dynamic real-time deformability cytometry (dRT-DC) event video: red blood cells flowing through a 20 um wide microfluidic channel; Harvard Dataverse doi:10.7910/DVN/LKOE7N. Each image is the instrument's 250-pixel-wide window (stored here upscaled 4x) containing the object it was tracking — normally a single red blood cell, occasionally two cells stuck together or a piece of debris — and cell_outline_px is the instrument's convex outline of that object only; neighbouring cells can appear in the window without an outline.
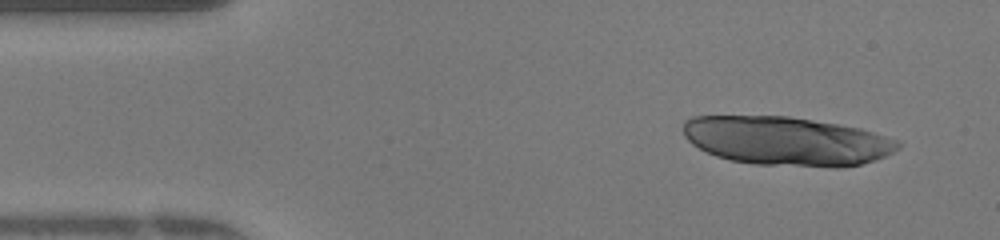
{"species": "human", "species_latin": "Homo sapiens", "temperature_condition": "warm", "stored_images_in_passage": 46, "camera_frame_rate_fps": 3000, "um_per_image_px": 0.085, "donor": {"sex": "female"}, "frame": {"image": 1, "passage_image": 3, "time_ms": 0.667, "image_size_px": [1000, 240], "cell_outline_px": [[900, 148], [876, 160], [860, 164], [840, 168], [832, 168], [752, 164], [732, 160], [716, 156], [692, 144], [684, 136], [684, 120], [692, 116], [788, 116], [860, 128], [900, 140]], "centroid_in_image_um": [66.88, 12.0], "position_along_channel_um": 18.1, "area_um2": 61.38}}
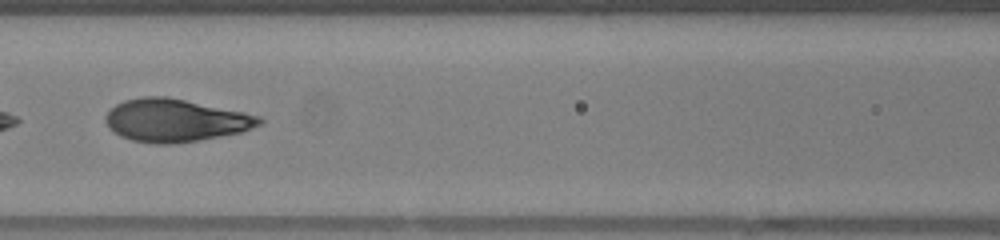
{"frame": {"image": 2, "passage_image": 19, "time_ms": 6.0, "image_size_px": [1000, 240], "cell_outline_px": [[264, 120], [260, 124], [240, 132], [200, 140], [172, 144], [156, 144], [132, 140], [120, 136], [108, 128], [104, 120], [104, 116], [116, 104], [124, 100], [140, 96], [164, 96], [244, 112], [260, 116]], "centroid_in_image_um": [14.85, 10.23], "position_along_channel_um": 151.7, "area_um2": 38.21}}
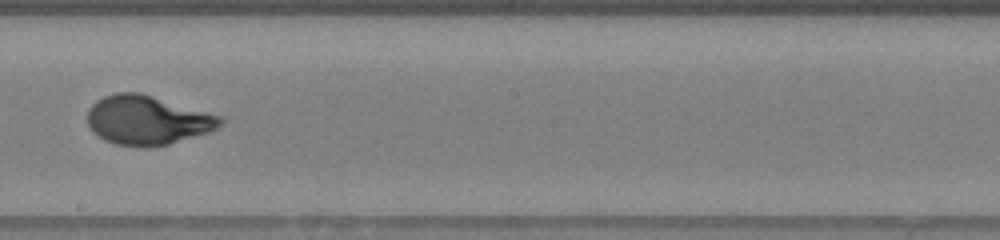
{"frame": {"image": 3, "passage_image": 25, "time_ms": 8.0, "image_size_px": [1000, 240], "cell_outline_px": [[224, 124], [208, 132], [168, 144], [116, 144], [104, 140], [92, 132], [88, 128], [88, 108], [96, 100], [104, 96], [116, 92], [140, 92], [224, 116]], "centroid_in_image_um": [12.53, 10.16], "position_along_channel_um": 235.7, "area_um2": 37.74}, "authors_computed_cell_mechanics": {"area_um2": 37.7434, "velocity_mm_per_s": 4.205, "shape_relaxation_time_tau1_ms": 4.731, "shape_relaxation_time_tau2_ms": null, "deformation_change_tau1": 0.2694, "deformation_change_tau2": null}}